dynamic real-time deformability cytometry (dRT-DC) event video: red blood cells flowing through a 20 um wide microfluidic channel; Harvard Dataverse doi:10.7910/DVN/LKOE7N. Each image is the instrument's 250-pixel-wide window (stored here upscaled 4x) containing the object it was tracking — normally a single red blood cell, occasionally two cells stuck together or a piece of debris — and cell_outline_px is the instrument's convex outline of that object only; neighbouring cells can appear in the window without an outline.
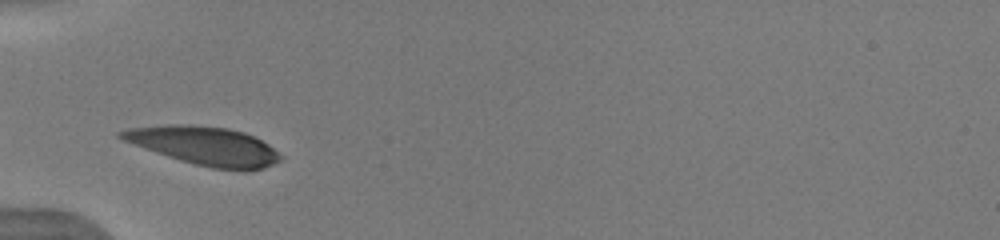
{"species": "human", "species_latin": "Homo sapiens", "temperature_condition": "warm", "stored_images_in_passage": 32, "camera_frame_rate_fps": 3000, "um_per_image_px": 0.085, "donor": {"sex": "male"}, "frame": {"image": 1, "passage_image": 1, "time_ms": 0.0, "image_size_px": [1000, 240], "cell_outline_px": [[284, 156], [280, 160], [264, 168], [244, 172], [212, 168], [180, 160], [156, 152], [124, 140], [116, 136], [116, 132], [128, 128], [168, 124], [188, 124], [228, 128], [244, 132], [268, 144]], "centroid_in_image_um": [17.41, 12.4], "position_along_channel_um": 67.6, "area_um2": 35.78}, "authors_computed_cell_mechanics": {"area_um2": 34.2176, "velocity_mm_per_s": 3.8814, "shape_relaxation_time_tau1_ms": 1.5406, "shape_relaxation_time_tau2_ms": null, "deformation_change_tau1": 0.0875, "deformation_change_tau2": null}}